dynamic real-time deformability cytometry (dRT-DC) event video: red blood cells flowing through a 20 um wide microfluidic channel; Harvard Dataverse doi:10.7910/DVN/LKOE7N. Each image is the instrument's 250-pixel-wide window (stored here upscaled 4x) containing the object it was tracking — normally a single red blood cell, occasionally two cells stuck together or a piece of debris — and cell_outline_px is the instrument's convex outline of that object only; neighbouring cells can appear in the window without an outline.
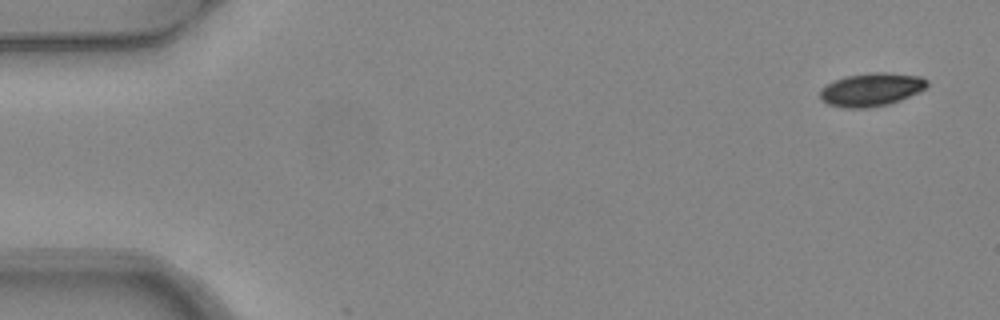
{"species": "common noctule bat (a hibernating species)", "species_latin": "Nyctalus noctula", "temperature_condition": "warm", "stored_images_in_passage": 3, "camera_frame_rate_fps": 3000, "um_per_image_px": 0.085, "animal": {"sex": "female", "body_mass_g": 24.6, "forearm_length_mm": 56.2}, "frame": {"image": 1, "passage_image": 1, "time_ms": 0.0, "image_size_px": [1000, 320], "cell_outline_px": [[928, 84], [924, 88], [900, 100], [888, 104], [868, 108], [844, 108], [828, 104], [820, 100], [820, 88], [836, 80], [848, 76], [872, 72], [884, 72], [920, 76], [928, 80]], "centroid_in_image_um": [74.03, 7.62], "position_along_channel_um": 11.0, "area_um2": 20.52}}